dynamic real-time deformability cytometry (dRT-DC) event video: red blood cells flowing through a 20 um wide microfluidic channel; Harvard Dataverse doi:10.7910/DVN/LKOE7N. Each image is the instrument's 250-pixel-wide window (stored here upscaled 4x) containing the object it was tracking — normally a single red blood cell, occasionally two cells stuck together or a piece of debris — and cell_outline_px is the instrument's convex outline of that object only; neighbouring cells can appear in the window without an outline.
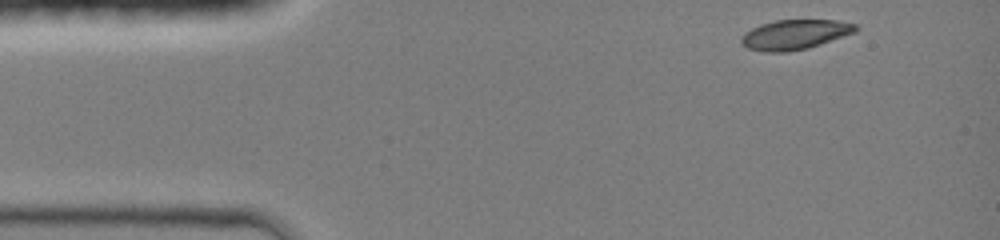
{"species": "common noctule bat (a hibernating species)", "species_latin": "Nyctalus noctula", "temperature_condition": "room temperature", "stored_images_in_passage": 37, "camera_frame_rate_fps": 3000, "um_per_image_px": 0.085, "animal": {"sex": "female", "body_mass_g": 19.0, "forearm_length_mm": 51.5}, "frame": {"image": 1, "passage_image": 1, "time_ms": 0.0, "image_size_px": [1000, 240], "cell_outline_px": [[860, 28], [856, 32], [808, 48], [788, 52], [764, 52], [748, 48], [740, 44], [740, 40], [744, 32], [760, 24], [776, 20], [836, 20], [856, 24]], "centroid_in_image_um": [67.55, 2.94], "position_along_channel_um": 17.5, "area_um2": 20.0}}
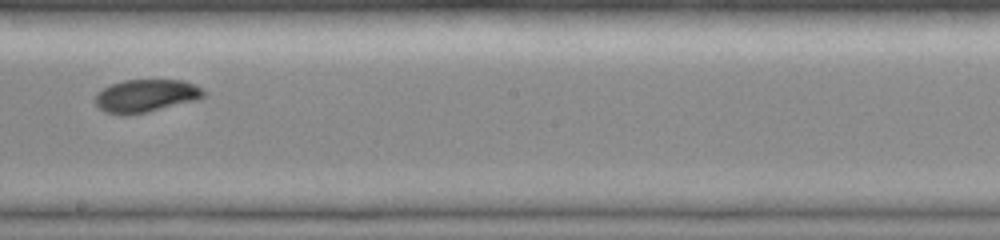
{"frame": {"image": 2, "passage_image": 22, "time_ms": 7.0, "image_size_px": [1000, 240], "cell_outline_px": [[204, 96], [196, 100], [148, 112], [124, 116], [120, 116], [104, 112], [96, 104], [96, 92], [112, 84], [124, 80], [184, 80], [196, 84], [204, 88]], "centroid_in_image_um": [12.41, 8.15], "position_along_channel_um": 235.8, "area_um2": 20.92}}
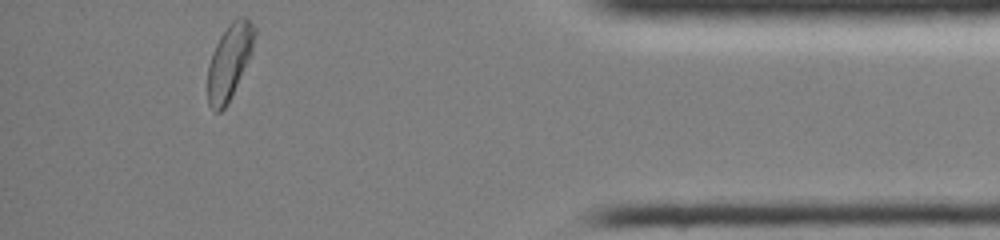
{"frame": {"image": 3, "passage_image": 37, "time_ms": 12.0, "image_size_px": [1000, 240], "cell_outline_px": [[256, 32], [252, 52], [232, 96], [228, 104], [220, 112], [216, 112], [208, 104], [208, 64], [212, 52], [220, 36], [228, 24], [236, 16], [244, 16], [256, 28]], "centroid_in_image_um": [19.5, 5.21], "position_along_channel_um": 415.7, "area_um2": 20.58}, "authors_computed_cell_mechanics": {"area_um2": 20.6924, "velocity_mm_per_s": 4.2474, "shape_relaxation_time_tau1_ms": 5.3624, "shape_relaxation_time_tau2_ms": null, "deformation_change_tau1": 0.1691, "deformation_change_tau2": null}}